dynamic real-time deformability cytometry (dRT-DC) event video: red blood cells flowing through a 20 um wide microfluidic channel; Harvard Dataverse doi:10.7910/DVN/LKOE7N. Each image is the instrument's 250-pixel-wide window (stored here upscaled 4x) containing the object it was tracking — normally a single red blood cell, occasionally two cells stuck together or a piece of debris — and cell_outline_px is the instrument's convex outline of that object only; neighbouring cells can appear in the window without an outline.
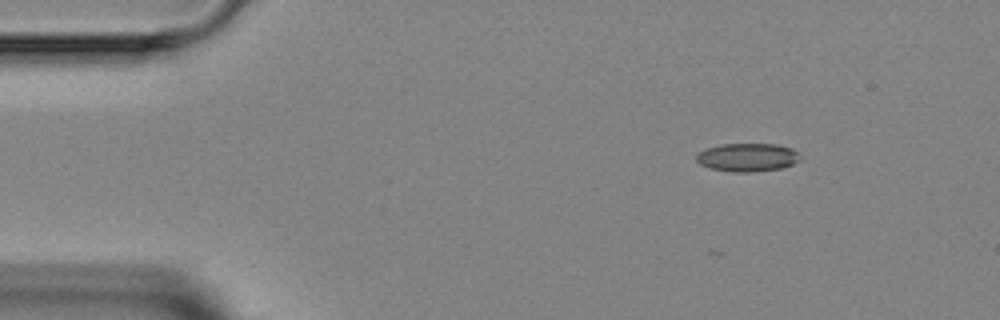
{"species": "Egyptian fruit bat (a non-hibernating species)", "species_latin": "Rousettus aegyptiacus", "temperature_condition": "room temperature", "stored_images_in_passage": 3, "camera_frame_rate_fps": 3000, "um_per_image_px": 0.085, "animal": {"sex": "female"}, "frame": {"image": 1, "passage_image": 1, "time_ms": 0.0, "image_size_px": [1000, 320], "cell_outline_px": [[800, 160], [792, 164], [780, 168], [752, 172], [732, 172], [712, 168], [700, 164], [696, 160], [696, 156], [704, 148], [720, 144], [776, 144], [792, 148], [796, 152]], "centroid_in_image_um": [63.51, 13.37], "position_along_channel_um": 21.5, "area_um2": 16.99}}
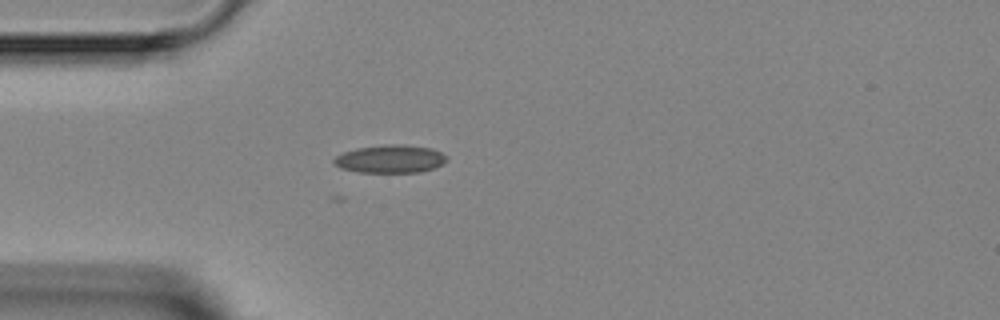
{"frame": {"image": 2, "passage_image": 3, "time_ms": 2.333, "image_size_px": [1000, 320], "cell_outline_px": [[448, 160], [444, 164], [436, 168], [420, 172], [360, 172], [340, 168], [332, 164], [332, 160], [336, 156], [344, 152], [356, 148], [388, 144], [404, 144], [432, 148], [448, 156]], "centroid_in_image_um": [33.2, 13.51], "position_along_channel_um": 51.8, "area_um2": 18.67}}